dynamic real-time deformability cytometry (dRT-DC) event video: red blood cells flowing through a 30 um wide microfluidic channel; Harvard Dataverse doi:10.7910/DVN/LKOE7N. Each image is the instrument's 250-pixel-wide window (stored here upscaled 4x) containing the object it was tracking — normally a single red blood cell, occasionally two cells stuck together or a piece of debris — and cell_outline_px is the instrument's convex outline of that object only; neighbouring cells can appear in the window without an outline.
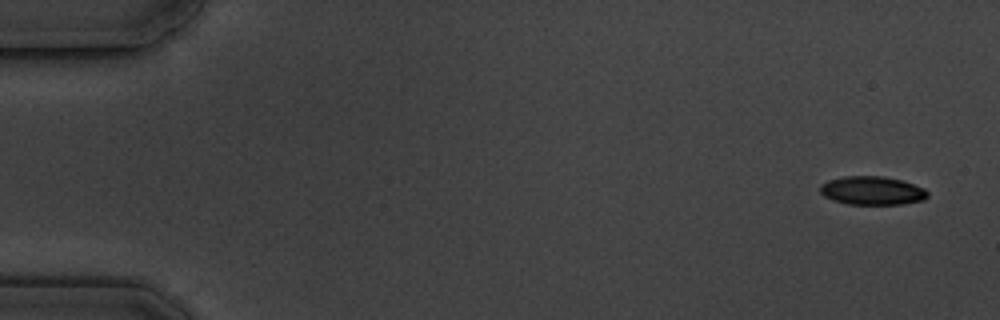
{"species": "common noctule bat (a hibernating species)", "species_latin": "Nyctalus noctula", "temperature_condition": "cold", "stored_images_in_passage": 5, "camera_frame_rate_fps": 3000, "um_per_image_px": 0.085, "animal": {"sex": "male", "body_mass_g": 19.5, "forearm_length_mm": 54.6}, "frame": {"image": 1, "passage_image": 1, "time_ms": 0.0, "image_size_px": [1000, 320], "cell_outline_px": [[928, 196], [924, 200], [900, 204], [848, 204], [832, 200], [824, 196], [820, 192], [820, 184], [828, 180], [844, 176], [884, 176], [900, 180], [924, 188], [928, 192]], "centroid_in_image_um": [74.11, 16.2], "position_along_channel_um": 10.9, "area_um2": 17.86}}
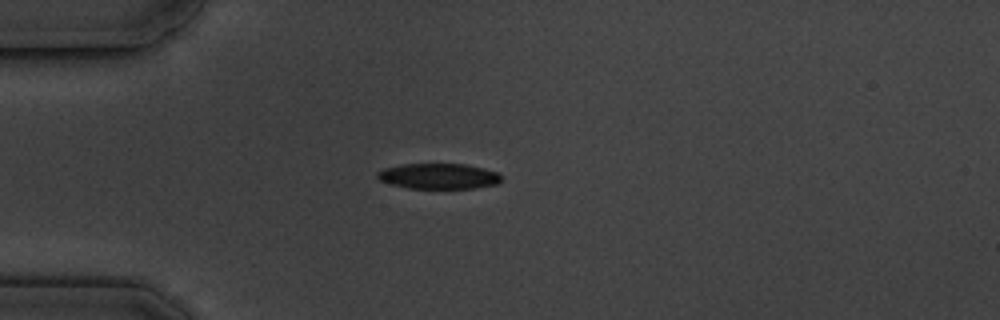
{"frame": {"image": 2, "passage_image": 5, "time_ms": 4.333, "image_size_px": [1000, 320], "cell_outline_px": [[504, 176], [496, 184], [472, 188], [408, 188], [392, 184], [380, 180], [376, 176], [376, 172], [384, 168], [404, 164], [464, 164], [484, 168], [496, 172]], "centroid_in_image_um": [37.28, 14.97], "position_along_channel_um": 47.7, "area_um2": 18.32}}